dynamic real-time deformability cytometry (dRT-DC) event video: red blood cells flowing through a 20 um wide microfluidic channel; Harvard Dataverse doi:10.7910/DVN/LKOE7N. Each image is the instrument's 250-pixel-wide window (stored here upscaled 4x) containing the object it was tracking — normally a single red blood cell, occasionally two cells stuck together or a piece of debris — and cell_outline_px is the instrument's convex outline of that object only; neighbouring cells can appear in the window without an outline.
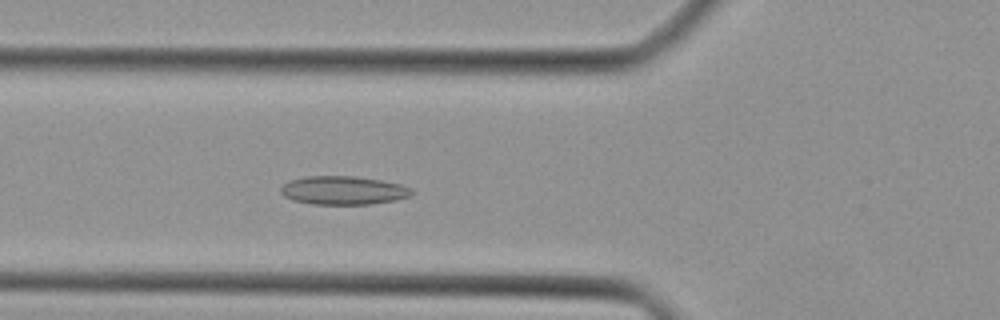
{"species": "Egyptian fruit bat (a non-hibernating species)", "species_latin": "Rousettus aegyptiacus", "temperature_condition": "cold", "stored_images_in_passage": 41, "camera_frame_rate_fps": 3000, "um_per_image_px": 0.085, "animal": {"sex": "female"}, "frame": {"image": 1, "passage_image": 13, "time_ms": 4.0, "image_size_px": [1000, 320], "cell_outline_px": [[412, 192], [408, 196], [396, 200], [372, 204], [312, 204], [292, 200], [284, 196], [280, 192], [280, 188], [288, 180], [304, 176], [352, 176], [380, 180], [400, 184], [412, 188]], "centroid_in_image_um": [29.14, 16.18], "position_along_channel_um": 96.7, "area_um2": 21.79}}
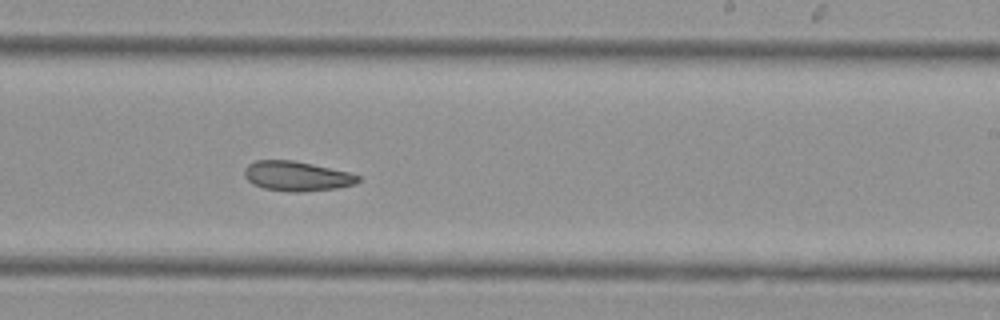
{"frame": {"image": 2, "passage_image": 24, "time_ms": 7.667, "image_size_px": [1000, 320], "cell_outline_px": [[360, 180], [356, 184], [336, 188], [304, 192], [288, 192], [264, 188], [252, 184], [244, 176], [244, 168], [248, 164], [256, 160], [292, 160], [352, 172], [360, 176]], "centroid_in_image_um": [25.24, 14.97], "position_along_channel_um": 263.8, "area_um2": 19.94}}
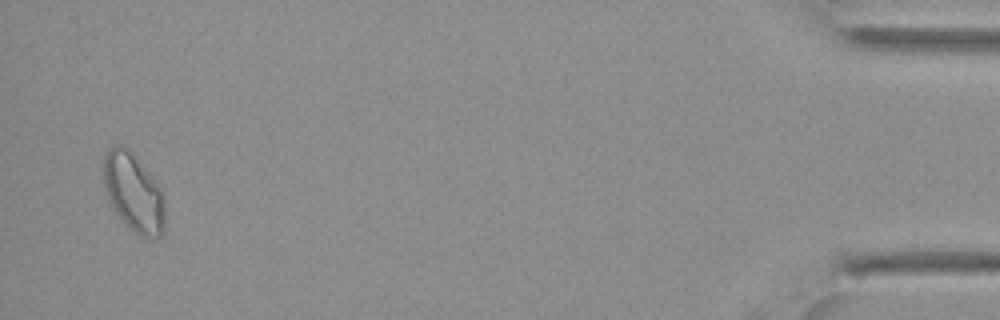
{"frame": {"image": 3, "passage_image": 40, "time_ms": 13.0, "image_size_px": [1000, 320], "cell_outline_px": [[164, 224], [160, 236], [140, 236], [128, 228], [116, 212], [104, 188], [100, 168], [100, 164], [108, 148], [112, 144], [120, 144], [128, 148], [140, 160], [160, 188], [164, 200]], "centroid_in_image_um": [11.29, 16.28], "position_along_channel_um": 423.9, "area_um2": 28.32}}